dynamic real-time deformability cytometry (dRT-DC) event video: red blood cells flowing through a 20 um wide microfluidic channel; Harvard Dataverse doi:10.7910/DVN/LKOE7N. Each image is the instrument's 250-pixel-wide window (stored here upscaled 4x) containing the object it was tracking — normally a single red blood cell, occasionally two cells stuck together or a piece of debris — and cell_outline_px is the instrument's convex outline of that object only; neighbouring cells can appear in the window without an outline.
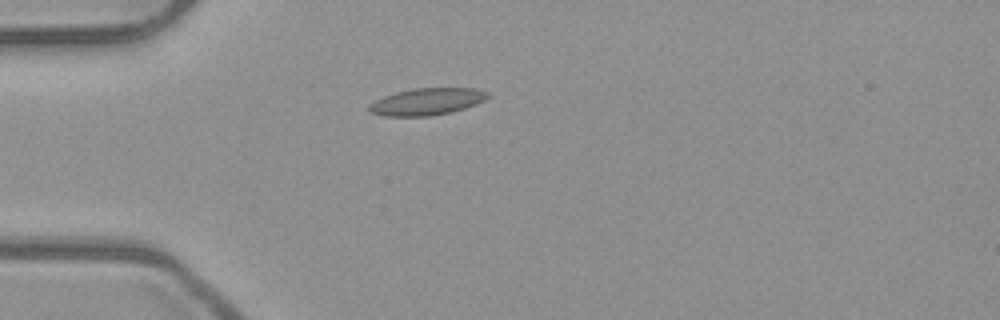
{"species": "common noctule bat (a hibernating species)", "species_latin": "Nyctalus noctula", "temperature_condition": "room temperature", "stored_images_in_passage": 2, "camera_frame_rate_fps": 3000, "um_per_image_px": 0.085, "animal": {"sex": "male", "body_mass_g": 23.1, "forearm_length_mm": 52.7}, "frame": {"image": 1, "passage_image": 1, "time_ms": 0.0, "image_size_px": [1000, 320], "cell_outline_px": [[492, 96], [476, 104], [452, 112], [428, 116], [384, 116], [368, 112], [368, 104], [384, 96], [396, 92], [412, 88], [476, 88], [488, 92]], "centroid_in_image_um": [36.28, 8.63], "position_along_channel_um": 48.7, "area_um2": 18.79}}